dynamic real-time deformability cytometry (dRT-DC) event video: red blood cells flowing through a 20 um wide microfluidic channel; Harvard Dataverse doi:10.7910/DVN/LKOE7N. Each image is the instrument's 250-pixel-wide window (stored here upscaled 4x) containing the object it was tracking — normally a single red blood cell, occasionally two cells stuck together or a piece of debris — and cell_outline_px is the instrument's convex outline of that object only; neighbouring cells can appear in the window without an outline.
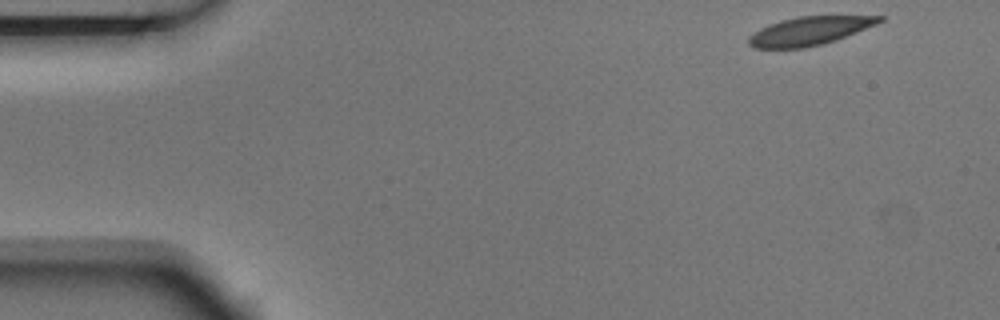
{"species": "Egyptian fruit bat (a non-hibernating species)", "species_latin": "Rousettus aegyptiacus", "temperature_condition": "room temperature", "stored_images_in_passage": 5, "segment_of_instrument_passage": [2, 2], "camera_frame_rate_fps": 3000, "um_per_image_px": 0.085, "animal": {"sex": "male"}, "frame": {"image": 1, "passage_image": 5, "time_ms": 1.333, "image_size_px": [1000, 320], "cell_outline_px": [[884, 20], [876, 24], [836, 40], [824, 44], [804, 48], [752, 48], [748, 44], [748, 40], [760, 28], [768, 24], [780, 20], [800, 16], [884, 16]], "centroid_in_image_um": [68.8, 2.63], "position_along_channel_um": 16.2, "area_um2": 21.5}}